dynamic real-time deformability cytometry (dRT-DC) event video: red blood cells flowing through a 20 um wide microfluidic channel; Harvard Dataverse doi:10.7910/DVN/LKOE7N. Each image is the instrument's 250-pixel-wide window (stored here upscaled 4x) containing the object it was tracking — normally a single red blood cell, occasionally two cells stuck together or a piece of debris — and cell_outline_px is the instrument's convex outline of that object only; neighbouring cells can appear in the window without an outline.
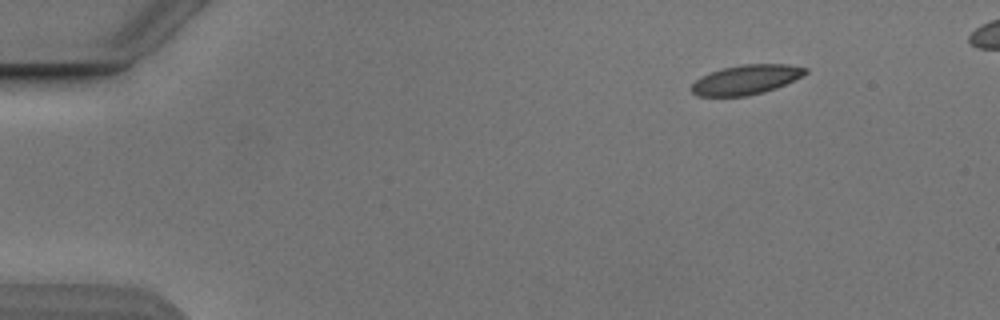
{"species": "Egyptian fruit bat (a non-hibernating species)", "species_latin": "Rousettus aegyptiacus", "temperature_condition": "cold", "stored_images_in_passage": 47, "camera_frame_rate_fps": 3000, "um_per_image_px": 0.085, "animal": {"sex": "male"}, "frame": {"image": 1, "passage_image": 1, "time_ms": 0.0, "image_size_px": [1000, 320], "cell_outline_px": [[808, 72], [804, 76], [776, 88], [764, 92], [748, 96], [696, 96], [688, 88], [700, 76], [724, 68], [740, 64], [788, 64], [808, 68]], "centroid_in_image_um": [63.43, 6.77], "position_along_channel_um": 21.6, "area_um2": 19.83}}
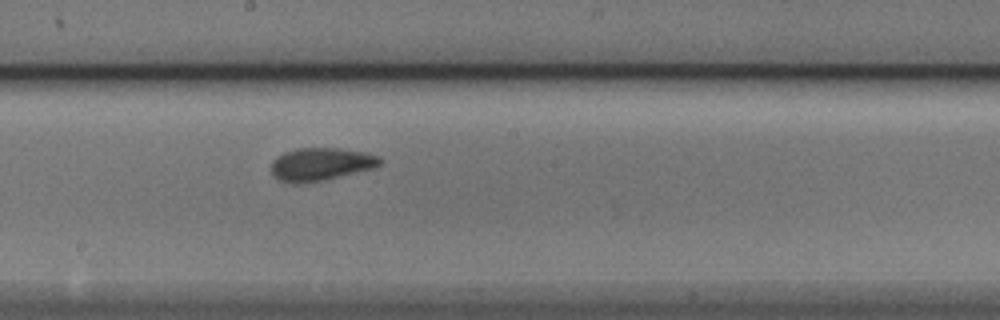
{"frame": {"image": 2, "passage_image": 24, "time_ms": 7.667, "image_size_px": [1000, 320], "cell_outline_px": [[384, 160], [376, 168], [320, 180], [296, 184], [292, 184], [280, 180], [272, 172], [272, 160], [276, 156], [284, 152], [296, 148], [340, 148], [364, 152], [380, 156]], "centroid_in_image_um": [27.29, 13.94], "position_along_channel_um": 220.9, "area_um2": 20.81}}
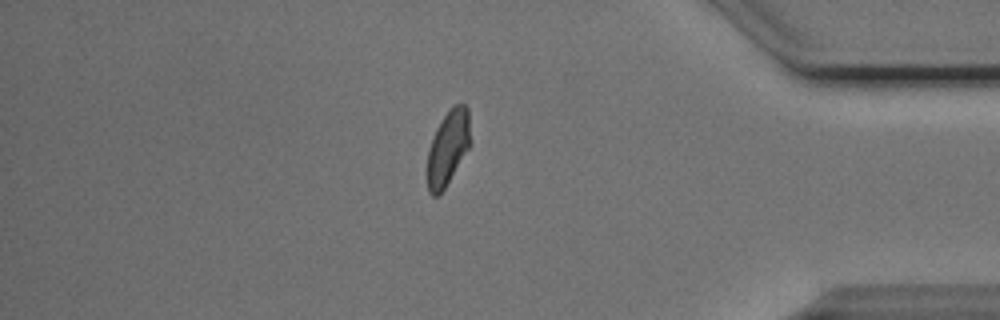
{"frame": {"image": 3, "passage_image": 40, "time_ms": 13.0, "image_size_px": [1000, 320], "cell_outline_px": [[472, 144], [444, 188], [436, 196], [432, 196], [428, 192], [428, 148], [436, 128], [444, 116], [456, 104], [464, 104], [468, 108]], "centroid_in_image_um": [38.1, 12.54], "position_along_channel_um": 397.1, "area_um2": 18.67}, "authors_computed_cell_mechanics": {"area_um2": 20.23, "velocity_mm_per_s": 3.8504, "shape_relaxation_time_tau1_ms": 3.649, "shape_relaxation_time_tau2_ms": 1.0361, "deformation_change_tau1": 0.1106, "deformation_change_tau2": 0.063}}